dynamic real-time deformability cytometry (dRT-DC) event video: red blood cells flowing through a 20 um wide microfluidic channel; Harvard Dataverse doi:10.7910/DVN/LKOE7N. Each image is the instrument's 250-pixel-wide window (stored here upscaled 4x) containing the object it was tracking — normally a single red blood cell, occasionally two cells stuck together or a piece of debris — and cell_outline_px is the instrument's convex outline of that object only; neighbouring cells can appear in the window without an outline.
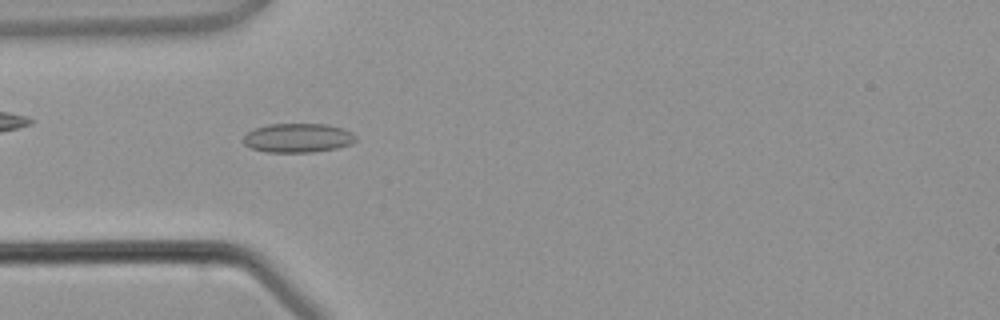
{"species": "common noctule bat (a hibernating species)", "species_latin": "Nyctalus noctula", "temperature_condition": "warm", "stored_images_in_passage": 1, "camera_frame_rate_fps": 3000, "um_per_image_px": 0.085, "animal": {"sex": "male", "body_mass_g": 21.5, "forearm_length_mm": 52.0}, "frame": {"image": 1, "passage_image": 1, "time_ms": 0.0, "image_size_px": [1000, 320], "cell_outline_px": [[356, 140], [352, 144], [336, 148], [312, 152], [268, 152], [252, 148], [244, 144], [244, 136], [248, 132], [256, 128], [268, 124], [328, 124], [344, 128], [352, 132], [356, 136]], "centroid_in_image_um": [25.36, 11.71], "position_along_channel_um": 59.6, "area_um2": 19.07}}